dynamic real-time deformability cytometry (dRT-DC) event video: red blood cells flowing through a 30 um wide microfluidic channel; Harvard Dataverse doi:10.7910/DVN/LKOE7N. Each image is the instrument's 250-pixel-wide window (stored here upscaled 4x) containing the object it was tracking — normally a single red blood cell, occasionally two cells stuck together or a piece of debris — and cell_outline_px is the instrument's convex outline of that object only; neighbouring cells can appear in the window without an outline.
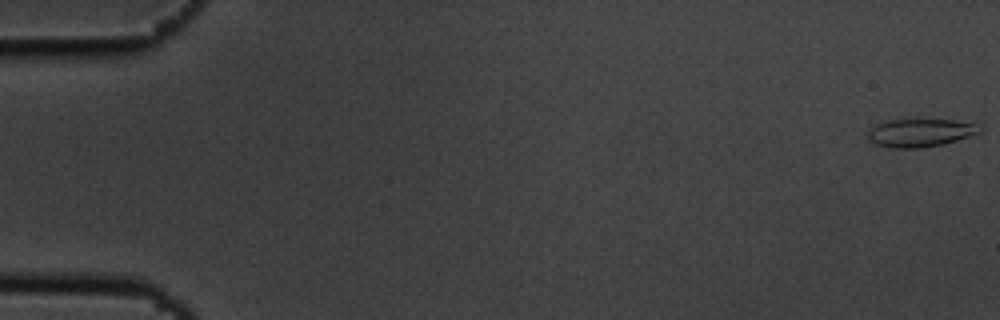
{"species": "common noctule bat (a hibernating species)", "species_latin": "Nyctalus noctula", "temperature_condition": "cold", "stored_images_in_passage": 56, "camera_frame_rate_fps": 3000, "um_per_image_px": 0.085, "animal": {"sex": "male", "body_mass_g": 19.5, "forearm_length_mm": 54.6}, "frame": {"image": 1, "passage_image": 1, "time_ms": 0.0, "image_size_px": [1000, 320], "cell_outline_px": [[980, 132], [956, 140], [940, 144], [920, 148], [892, 148], [876, 144], [868, 140], [868, 128], [876, 124], [888, 120], [952, 120], [972, 124]], "centroid_in_image_um": [78.08, 11.29], "position_along_channel_um": 6.9, "area_um2": 17.74}}
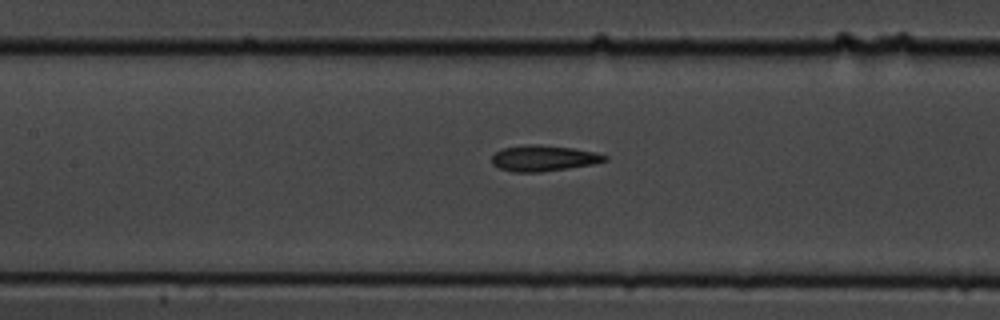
{"frame": {"image": 2, "passage_image": 26, "time_ms": 8.333, "image_size_px": [1000, 320], "cell_outline_px": [[608, 160], [592, 164], [568, 168], [540, 172], [512, 172], [500, 168], [492, 164], [492, 156], [496, 152], [504, 148], [524, 144], [540, 144], [572, 148], [596, 152], [608, 156]], "centroid_in_image_um": [46.2, 13.44], "position_along_channel_um": 161.2, "area_um2": 17.05}}
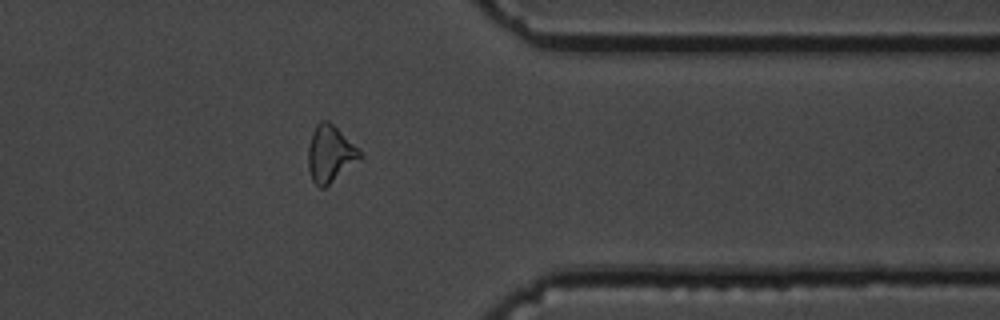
{"frame": {"image": 3, "passage_image": 45, "time_ms": 14.667, "image_size_px": [1000, 320], "cell_outline_px": [[364, 156], [324, 188], [320, 188], [312, 180], [308, 168], [308, 148], [312, 132], [316, 124], [320, 120], [328, 120]], "centroid_in_image_um": [28.02, 13.09], "position_along_channel_um": 383.4, "area_um2": 16.7}, "authors_computed_cell_mechanics": {"area_um2": 17.1377, "velocity_mm_per_s": 3.6593, "shape_relaxation_time_tau1_ms": 7.6633, "shape_relaxation_time_tau2_ms": 3.0673, "deformation_change_tau1": 0.1642, "deformation_change_tau2": 0.1089}}